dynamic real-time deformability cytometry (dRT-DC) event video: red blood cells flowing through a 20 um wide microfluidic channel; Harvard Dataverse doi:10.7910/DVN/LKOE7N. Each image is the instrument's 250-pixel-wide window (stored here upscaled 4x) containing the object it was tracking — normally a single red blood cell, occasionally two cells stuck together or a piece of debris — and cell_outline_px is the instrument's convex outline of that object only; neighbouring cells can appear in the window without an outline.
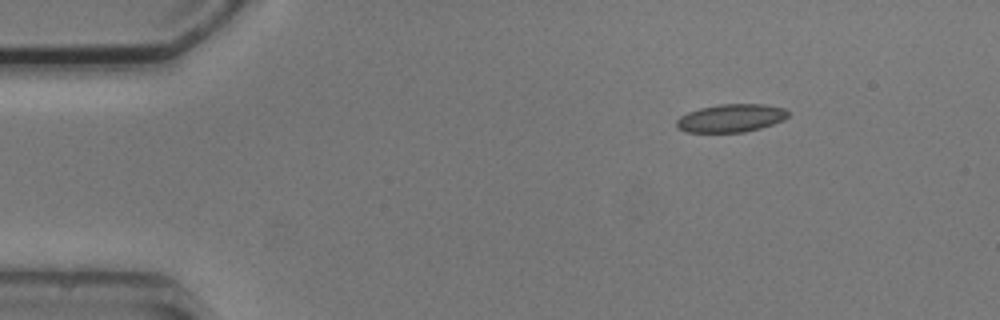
{"species": "common noctule bat (a hibernating species)", "species_latin": "Nyctalus noctula", "temperature_condition": "cold", "stored_images_in_passage": 4, "camera_frame_rate_fps": 3000, "um_per_image_px": 0.085, "animal": {"sex": "male", "body_mass_g": 20.5, "forearm_length_mm": 52.5}, "frame": {"image": 1, "passage_image": 1, "time_ms": 0.0, "image_size_px": [1000, 320], "cell_outline_px": [[788, 116], [784, 120], [760, 128], [744, 132], [684, 132], [676, 128], [676, 120], [680, 116], [688, 112], [700, 108], [720, 104], [764, 104], [784, 108], [788, 112]], "centroid_in_image_um": [62.11, 10.04], "position_along_channel_um": 22.9, "area_um2": 18.26}}
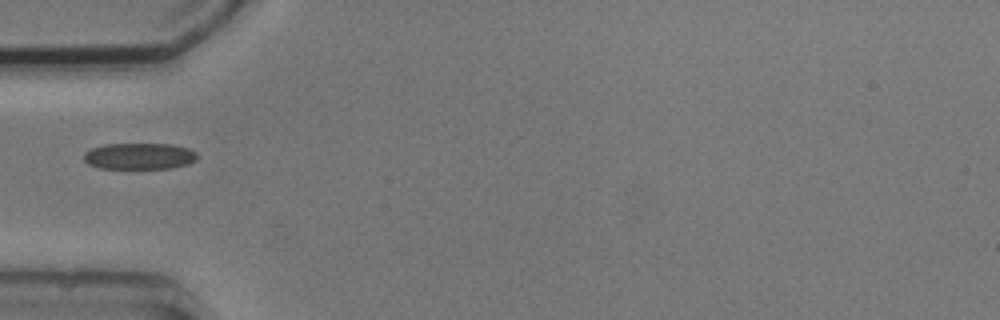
{"frame": {"image": 2, "passage_image": 4, "time_ms": 3.333, "image_size_px": [1000, 320], "cell_outline_px": [[196, 160], [188, 164], [172, 168], [100, 168], [88, 164], [84, 160], [84, 152], [92, 148], [104, 144], [172, 144], [188, 148], [196, 152]], "centroid_in_image_um": [11.84, 13.27], "position_along_channel_um": 73.2, "area_um2": 17.4}}